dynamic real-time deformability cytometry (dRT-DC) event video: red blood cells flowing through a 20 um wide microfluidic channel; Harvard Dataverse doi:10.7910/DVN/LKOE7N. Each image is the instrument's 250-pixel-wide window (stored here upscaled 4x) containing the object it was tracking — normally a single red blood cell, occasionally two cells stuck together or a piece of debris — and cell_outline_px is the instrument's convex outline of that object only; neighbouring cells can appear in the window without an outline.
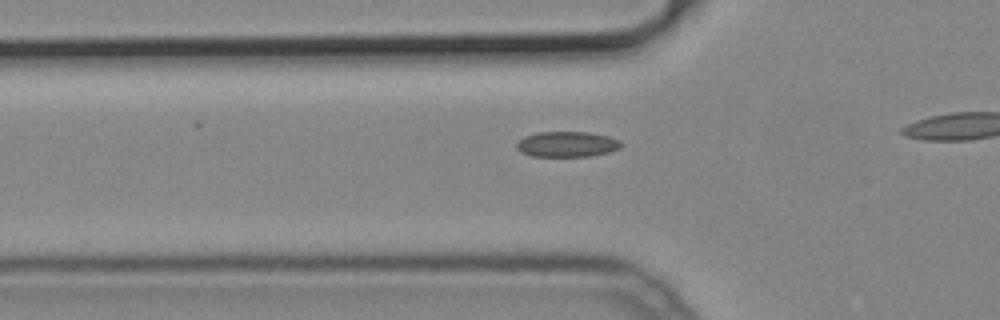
{"species": "common noctule bat (a hibernating species)", "species_latin": "Nyctalus noctula", "temperature_condition": "cold", "stored_images_in_passage": 26, "camera_frame_rate_fps": 3000, "um_per_image_px": 0.085, "animal": {"sex": "male", "body_mass_g": 19.2, "forearm_length_mm": 51.8}, "frame": {"image": 1, "passage_image": 2, "time_ms": 0.333, "image_size_px": [1000, 320], "cell_outline_px": [[624, 144], [620, 148], [608, 152], [592, 156], [532, 156], [520, 152], [516, 148], [516, 144], [524, 136], [536, 132], [588, 132], [608, 136], [620, 140]], "centroid_in_image_um": [48.2, 12.25], "position_along_channel_um": 77.6, "area_um2": 15.61}}
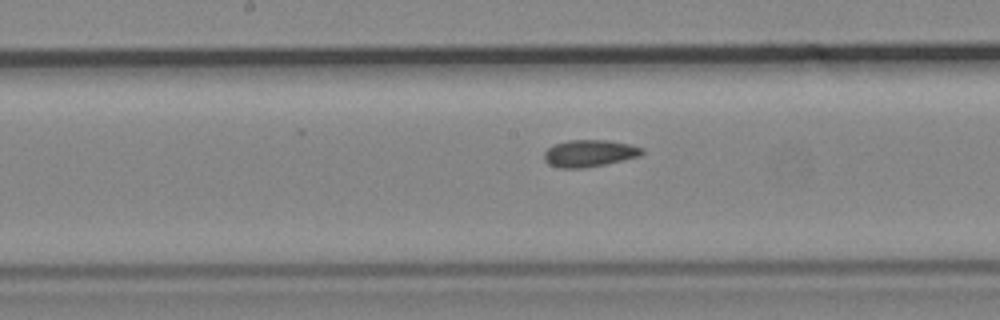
{"frame": {"image": 2, "passage_image": 11, "time_ms": 3.333, "image_size_px": [1000, 320], "cell_outline_px": [[644, 152], [640, 156], [604, 164], [584, 168], [560, 168], [548, 164], [544, 160], [544, 152], [548, 148], [556, 144], [568, 140], [608, 140], [628, 144], [644, 148]], "centroid_in_image_um": [50.09, 13.03], "position_along_channel_um": 198.1, "area_um2": 15.32}}
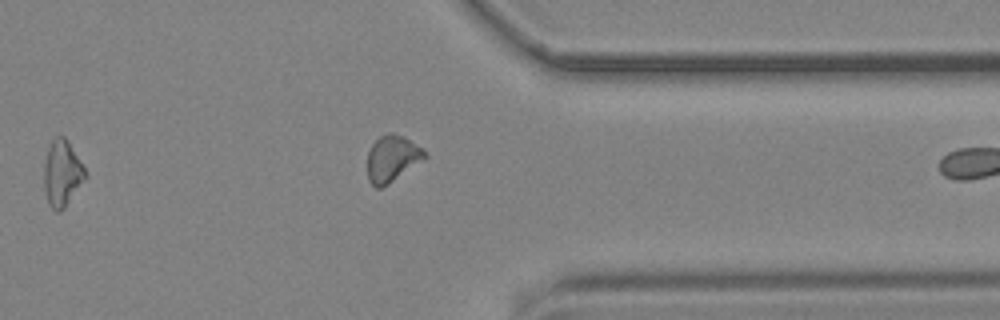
{"frame": {"image": 3, "passage_image": 25, "time_ms": 8.0, "image_size_px": [1000, 320], "cell_outline_px": [[428, 156], [388, 184], [380, 188], [376, 188], [368, 180], [368, 152], [372, 144], [380, 136], [388, 132], [392, 132], [404, 136], [420, 148]], "centroid_in_image_um": [33.3, 13.47], "position_along_channel_um": 378.1, "area_um2": 15.2}}